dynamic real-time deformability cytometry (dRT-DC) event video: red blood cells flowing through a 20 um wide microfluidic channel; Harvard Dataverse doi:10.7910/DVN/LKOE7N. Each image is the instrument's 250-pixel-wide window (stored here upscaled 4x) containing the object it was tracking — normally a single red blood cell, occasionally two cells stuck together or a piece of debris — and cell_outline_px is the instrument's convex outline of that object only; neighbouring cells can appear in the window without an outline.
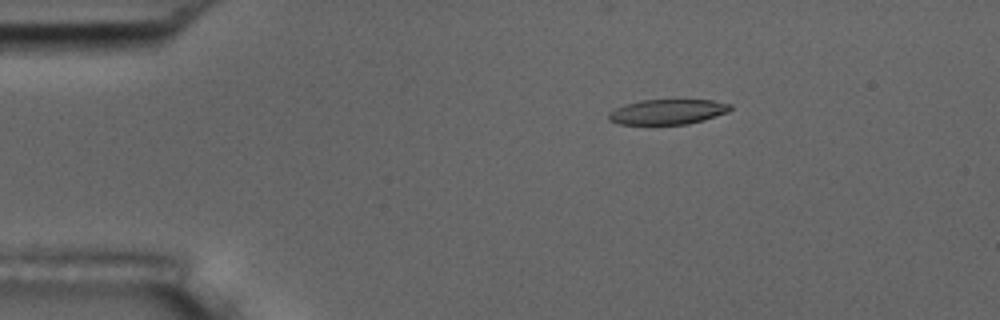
{"species": "common noctule bat (a hibernating species)", "species_latin": "Nyctalus noctula", "temperature_condition": "room temperature", "stored_images_in_passage": 4, "camera_frame_rate_fps": 3000, "um_per_image_px": 0.085, "animal": {"sex": "male", "body_mass_g": 17.5, "forearm_length_mm": 52.3}, "frame": {"image": 1, "passage_image": 2, "time_ms": 1.0, "image_size_px": [1000, 320], "cell_outline_px": [[732, 108], [728, 112], [704, 120], [688, 124], [620, 124], [608, 120], [608, 112], [624, 104], [640, 100], [712, 100], [732, 104]], "centroid_in_image_um": [56.75, 9.5], "position_along_channel_um": 28.3, "area_um2": 17.86}}
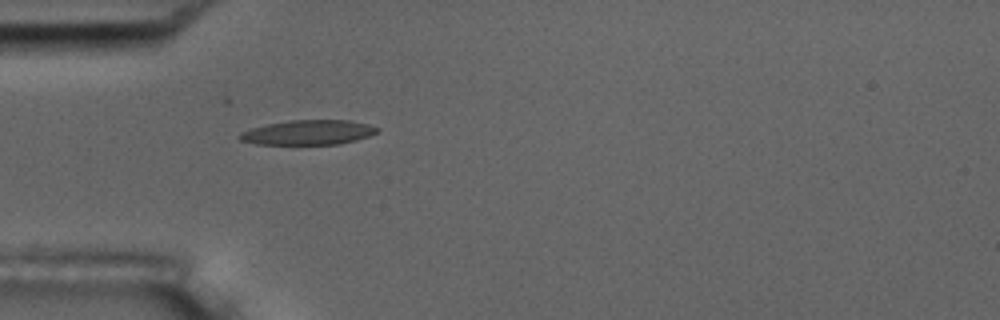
{"frame": {"image": 2, "passage_image": 4, "time_ms": 3.333, "image_size_px": [1000, 320], "cell_outline_px": [[380, 128], [376, 132], [368, 136], [356, 140], [340, 144], [256, 144], [240, 140], [236, 136], [240, 132], [252, 128], [268, 124], [288, 120], [348, 120], [368, 124]], "centroid_in_image_um": [26.17, 11.25], "position_along_channel_um": 58.8, "area_um2": 19.77}}